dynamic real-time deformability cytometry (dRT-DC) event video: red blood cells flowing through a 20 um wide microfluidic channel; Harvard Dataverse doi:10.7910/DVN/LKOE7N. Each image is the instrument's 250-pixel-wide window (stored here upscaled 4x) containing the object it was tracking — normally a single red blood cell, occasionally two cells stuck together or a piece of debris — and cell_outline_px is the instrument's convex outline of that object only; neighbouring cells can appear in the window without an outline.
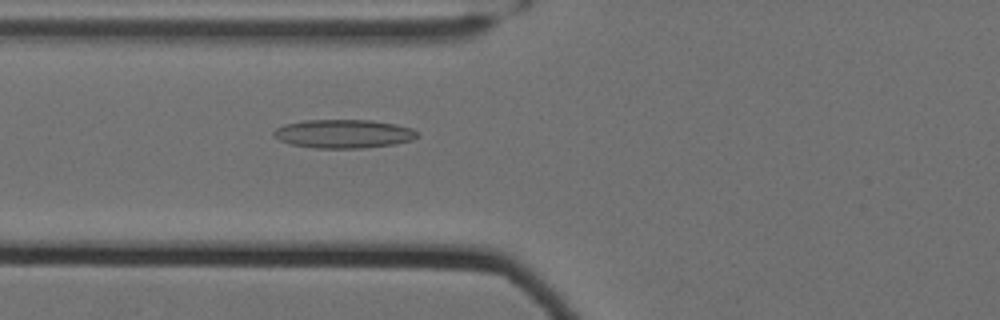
{"species": "Egyptian fruit bat (a non-hibernating species)", "species_latin": "Rousettus aegyptiacus", "temperature_condition": "cold", "stored_images_in_passage": 61, "camera_frame_rate_fps": 3000, "um_per_image_px": 0.085, "animal": {"sex": "female"}, "frame": {"image": 1, "passage_image": 27, "time_ms": 8.667, "image_size_px": [1000, 320], "cell_outline_px": [[420, 132], [412, 140], [396, 144], [364, 148], [312, 148], [292, 144], [280, 140], [272, 136], [272, 132], [276, 128], [284, 124], [304, 120], [372, 120], [396, 124], [412, 128]], "centroid_in_image_um": [29.21, 11.37], "position_along_channel_um": 96.6, "area_um2": 24.16}}
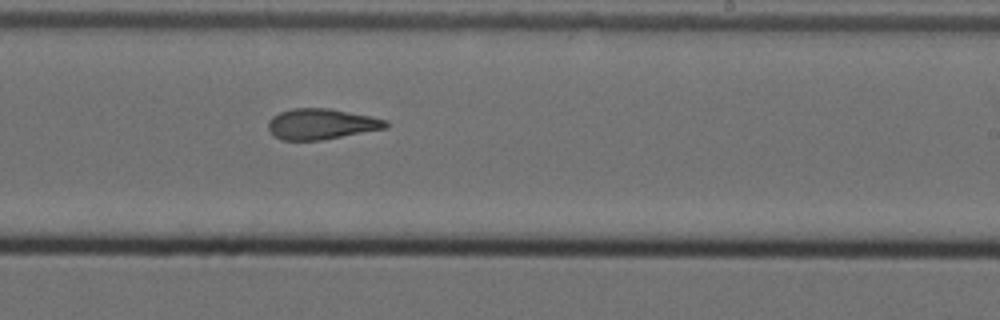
{"frame": {"image": 2, "passage_image": 41, "time_ms": 13.333, "image_size_px": [1000, 320], "cell_outline_px": [[388, 128], [320, 140], [280, 140], [268, 128], [268, 120], [272, 116], [280, 112], [292, 108], [328, 108], [388, 120]], "centroid_in_image_um": [27.3, 10.54], "position_along_channel_um": 261.7, "area_um2": 20.87}}
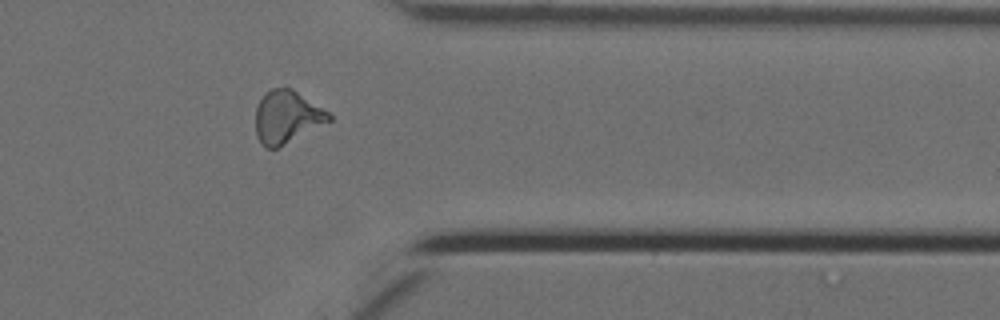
{"frame": {"image": 3, "passage_image": 52, "time_ms": 17.0, "image_size_px": [1000, 320], "cell_outline_px": [[332, 120], [276, 148], [268, 148], [260, 144], [256, 136], [256, 108], [264, 92], [272, 88], [292, 88], [328, 112], [332, 116]], "centroid_in_image_um": [24.36, 9.93], "position_along_channel_um": 387.0, "area_um2": 22.25}, "authors_computed_cell_mechanics": {"area_um2": 22.0218, "velocity_mm_per_s": 3.5147, "shape_relaxation_time_tau1_ms": null, "shape_relaxation_time_tau2_ms": 4.2063, "deformation_change_tau1": null, "deformation_change_tau2": 0.1242}}